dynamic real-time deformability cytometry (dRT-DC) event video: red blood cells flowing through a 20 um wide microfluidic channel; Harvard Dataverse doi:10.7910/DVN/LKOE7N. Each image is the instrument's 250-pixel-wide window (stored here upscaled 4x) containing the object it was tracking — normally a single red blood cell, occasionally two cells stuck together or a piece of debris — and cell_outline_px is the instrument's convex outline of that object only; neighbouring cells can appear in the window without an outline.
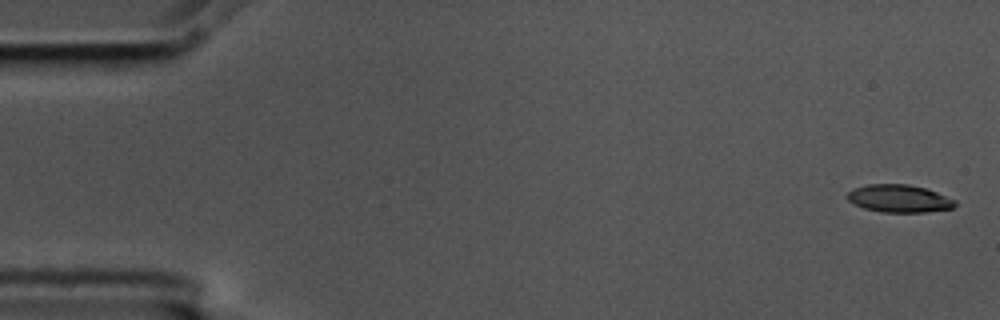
{"species": "common noctule bat (a hibernating species)", "species_latin": "Nyctalus noctula", "temperature_condition": "cold", "stored_images_in_passage": 4, "camera_frame_rate_fps": 3000, "um_per_image_px": 0.085, "animal": {"sex": "male", "body_mass_g": 17.5, "forearm_length_mm": 52.3}, "frame": {"image": 1, "passage_image": 1, "time_ms": 0.0, "image_size_px": [1000, 320], "cell_outline_px": [[956, 204], [952, 208], [928, 212], [880, 212], [864, 208], [848, 200], [844, 196], [852, 188], [868, 184], [908, 184], [924, 188], [936, 192], [956, 200]], "centroid_in_image_um": [76.39, 16.87], "position_along_channel_um": 8.6, "area_um2": 17.4}}
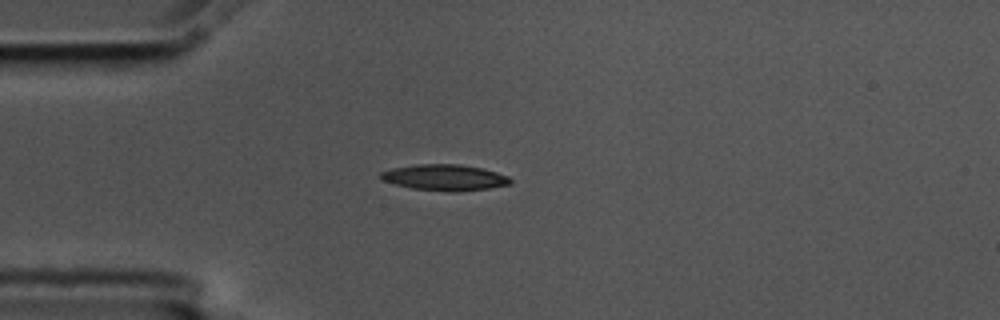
{"frame": {"image": 2, "passage_image": 4, "time_ms": 1.0, "image_size_px": [1000, 320], "cell_outline_px": [[512, 184], [488, 188], [412, 188], [380, 180], [380, 172], [392, 168], [416, 164], [460, 164], [480, 168], [496, 172], [508, 176], [512, 180]], "centroid_in_image_um": [37.75, 15.02], "position_along_channel_um": 47.2, "area_um2": 18.5}}